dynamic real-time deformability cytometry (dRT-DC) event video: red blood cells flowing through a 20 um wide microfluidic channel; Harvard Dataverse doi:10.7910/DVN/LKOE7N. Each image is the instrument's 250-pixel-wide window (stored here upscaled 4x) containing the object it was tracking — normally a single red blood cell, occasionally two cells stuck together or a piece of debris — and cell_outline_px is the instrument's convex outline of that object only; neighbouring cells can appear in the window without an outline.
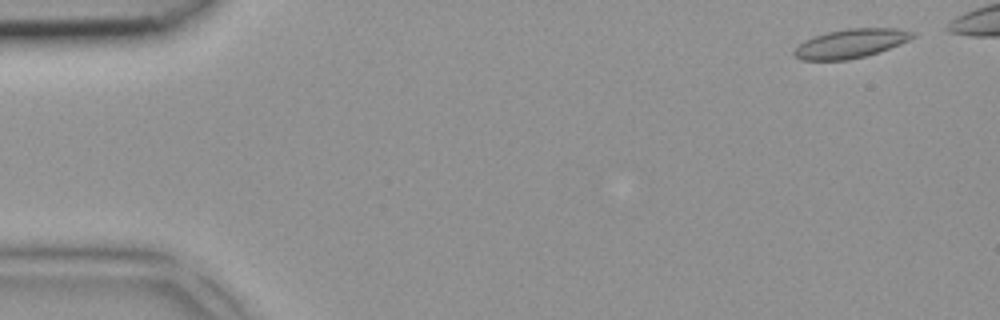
{"species": "common noctule bat (a hibernating species)", "species_latin": "Nyctalus noctula", "temperature_condition": "room temperature", "stored_images_in_passage": 5, "camera_frame_rate_fps": 3000, "um_per_image_px": 0.085, "animal": {"sex": "female", "body_mass_g": 18.4}, "frame": {"image": 1, "passage_image": 1, "time_ms": 0.0, "image_size_px": [1000, 320], "cell_outline_px": [[916, 36], [900, 44], [880, 52], [848, 60], [800, 60], [792, 56], [792, 52], [804, 40], [828, 32], [848, 28], [896, 28], [916, 32]], "centroid_in_image_um": [72.32, 3.7], "position_along_channel_um": 12.7, "area_um2": 20.06}}